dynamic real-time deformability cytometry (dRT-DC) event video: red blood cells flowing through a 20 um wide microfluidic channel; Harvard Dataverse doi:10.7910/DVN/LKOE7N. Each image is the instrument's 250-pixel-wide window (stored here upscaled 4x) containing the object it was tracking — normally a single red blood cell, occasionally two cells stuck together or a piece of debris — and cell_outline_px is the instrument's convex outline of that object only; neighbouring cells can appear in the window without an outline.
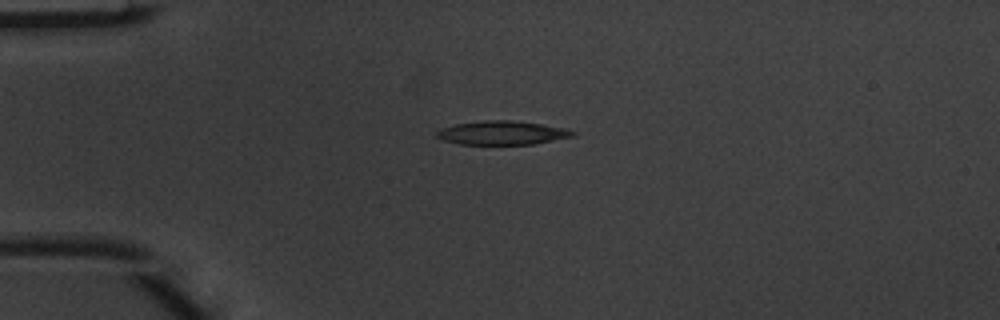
{"species": "common noctule bat (a hibernating species)", "species_latin": "Nyctalus noctula", "temperature_condition": "warm", "stored_images_in_passage": 4, "camera_frame_rate_fps": 3000, "um_per_image_px": 0.085, "animal": {"sex": "male", "body_mass_g": 20.1, "forearm_length_mm": 53.5}, "frame": {"image": 1, "passage_image": 1, "time_ms": 0.0, "image_size_px": [1000, 320], "cell_outline_px": [[576, 136], [536, 144], [460, 144], [444, 140], [436, 136], [436, 132], [440, 128], [456, 124], [484, 120], [512, 120], [568, 128], [576, 132]], "centroid_in_image_um": [42.74, 11.29], "position_along_channel_um": 42.3, "area_um2": 18.96}}
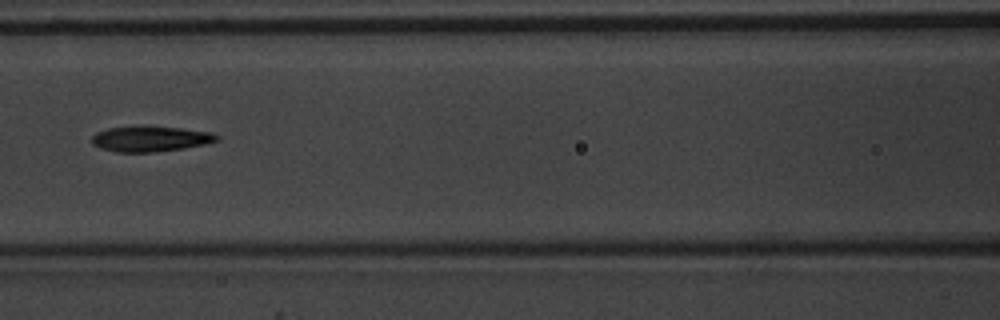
{"frame": {"image": 2, "passage_image": 4, "time_ms": 1.0, "image_size_px": [1000, 320], "cell_outline_px": [[220, 140], [204, 144], [184, 148], [152, 152], [116, 152], [100, 148], [92, 144], [92, 136], [96, 132], [108, 128], [140, 124], [144, 124], [180, 128], [212, 132], [220, 136]], "centroid_in_image_um": [12.77, 11.77], "position_along_channel_um": 153.8, "area_um2": 19.07}}